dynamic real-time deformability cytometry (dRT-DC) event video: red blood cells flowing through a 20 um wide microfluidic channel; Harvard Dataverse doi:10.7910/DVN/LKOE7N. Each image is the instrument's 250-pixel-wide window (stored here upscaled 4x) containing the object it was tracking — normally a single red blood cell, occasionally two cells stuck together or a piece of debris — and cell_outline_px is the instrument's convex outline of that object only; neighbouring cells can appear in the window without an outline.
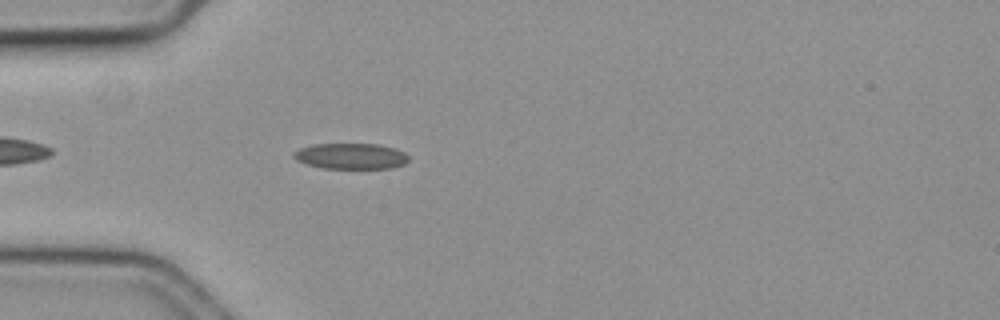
{"species": "common noctule bat (a hibernating species)", "species_latin": "Nyctalus noctula", "temperature_condition": "cold", "stored_images_in_passage": 46, "camera_frame_rate_fps": 3000, "um_per_image_px": 0.085, "animal": {"sex": "female", "body_mass_g": 19.3, "forearm_length_mm": 54.1}, "frame": {"image": 1, "passage_image": 5, "time_ms": 1.333, "image_size_px": [1000, 320], "cell_outline_px": [[408, 160], [404, 164], [392, 168], [324, 168], [308, 164], [296, 160], [292, 156], [292, 152], [300, 148], [316, 144], [376, 144], [396, 148], [404, 152], [408, 156]], "centroid_in_image_um": [29.83, 13.27], "position_along_channel_um": 55.2, "area_um2": 17.22}}
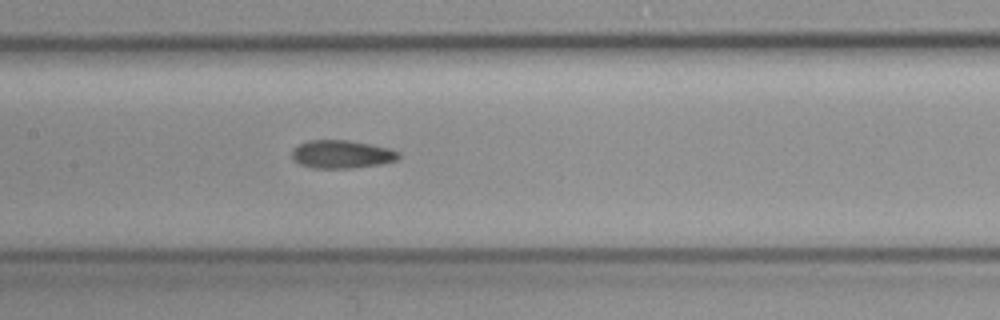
{"frame": {"image": 2, "passage_image": 16, "time_ms": 5.0, "image_size_px": [1000, 320], "cell_outline_px": [[400, 156], [396, 160], [380, 164], [352, 168], [312, 168], [300, 164], [292, 156], [292, 152], [300, 144], [308, 140], [348, 140], [388, 148], [400, 152]], "centroid_in_image_um": [29.06, 13.11], "position_along_channel_um": 178.3, "area_um2": 17.22}}
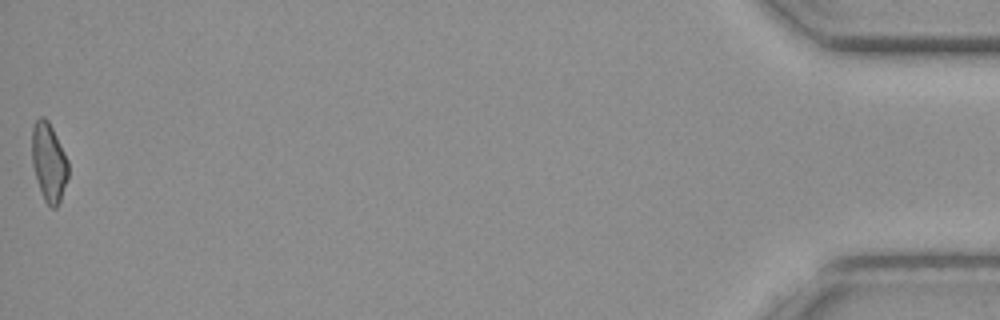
{"frame": {"image": 3, "passage_image": 46, "time_ms": 15.0, "image_size_px": [1000, 320], "cell_outline_px": [[68, 176], [60, 200], [56, 208], [52, 208], [44, 200], [32, 164], [32, 124], [40, 116], [44, 116], [48, 120], [68, 160]], "centroid_in_image_um": [4.14, 13.75], "position_along_channel_um": 431.1, "area_um2": 16.42}, "authors_computed_cell_mechanics": {"area_um2": 17.1955, "velocity_mm_per_s": 3.5618, "shape_relaxation_time_tau1_ms": 6.7636, "shape_relaxation_time_tau2_ms": 3.0013, "deformation_change_tau1": 0.1414, "deformation_change_tau2": 0.1049}}